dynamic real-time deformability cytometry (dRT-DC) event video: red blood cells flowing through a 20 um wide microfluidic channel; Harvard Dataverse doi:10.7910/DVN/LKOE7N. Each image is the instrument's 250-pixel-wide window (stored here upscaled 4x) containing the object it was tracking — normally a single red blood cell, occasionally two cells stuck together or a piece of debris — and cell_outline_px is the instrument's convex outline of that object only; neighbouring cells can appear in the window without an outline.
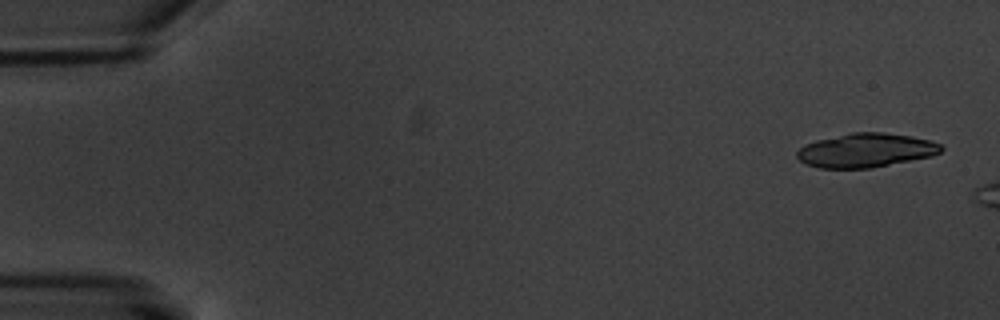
{"species": "common noctule bat (a hibernating species)", "species_latin": "Nyctalus noctula", "temperature_condition": "warm", "stored_images_in_passage": 3, "camera_frame_rate_fps": 3000, "um_per_image_px": 0.085, "animal": {"sex": "male", "body_mass_g": 20.1, "forearm_length_mm": 53.5}, "frame": {"image": 1, "passage_image": 1, "time_ms": 0.0, "image_size_px": [1000, 320], "cell_outline_px": [[944, 148], [940, 152], [932, 156], [868, 168], [820, 168], [804, 164], [796, 156], [796, 152], [804, 144], [816, 140], [848, 132], [884, 132], [912, 136], [932, 140], [940, 144]], "centroid_in_image_um": [73.58, 12.76], "position_along_channel_um": 11.4, "area_um2": 28.73}}